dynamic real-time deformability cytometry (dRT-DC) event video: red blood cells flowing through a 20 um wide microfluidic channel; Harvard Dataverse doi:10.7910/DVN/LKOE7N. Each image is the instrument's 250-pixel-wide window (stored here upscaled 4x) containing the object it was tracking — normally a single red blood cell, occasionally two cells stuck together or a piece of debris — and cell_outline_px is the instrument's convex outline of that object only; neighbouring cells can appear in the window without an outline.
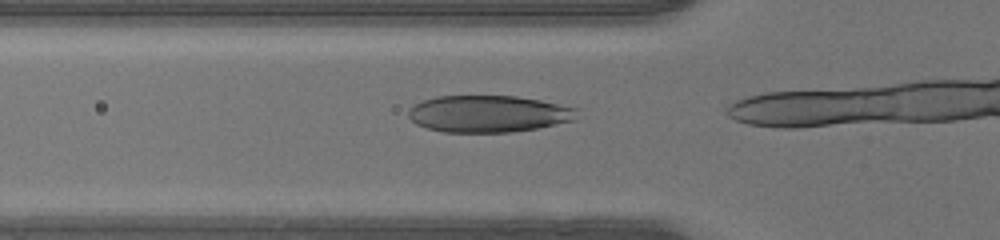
{"species": "human", "species_latin": "Homo sapiens", "temperature_condition": "warm", "stored_images_in_passage": 13, "camera_frame_rate_fps": 3000, "um_per_image_px": 0.085, "donor": {"sex": "male"}, "frame": {"image": 1, "passage_image": 10, "time_ms": 3.0, "image_size_px": [1000, 240], "cell_outline_px": [[580, 108], [572, 120], [536, 128], [512, 132], [444, 132], [428, 128], [416, 124], [408, 116], [408, 108], [412, 104], [436, 96], [516, 96], [540, 100]], "centroid_in_image_um": [41.48, 9.66], "position_along_channel_um": 84.3, "area_um2": 36.18}}